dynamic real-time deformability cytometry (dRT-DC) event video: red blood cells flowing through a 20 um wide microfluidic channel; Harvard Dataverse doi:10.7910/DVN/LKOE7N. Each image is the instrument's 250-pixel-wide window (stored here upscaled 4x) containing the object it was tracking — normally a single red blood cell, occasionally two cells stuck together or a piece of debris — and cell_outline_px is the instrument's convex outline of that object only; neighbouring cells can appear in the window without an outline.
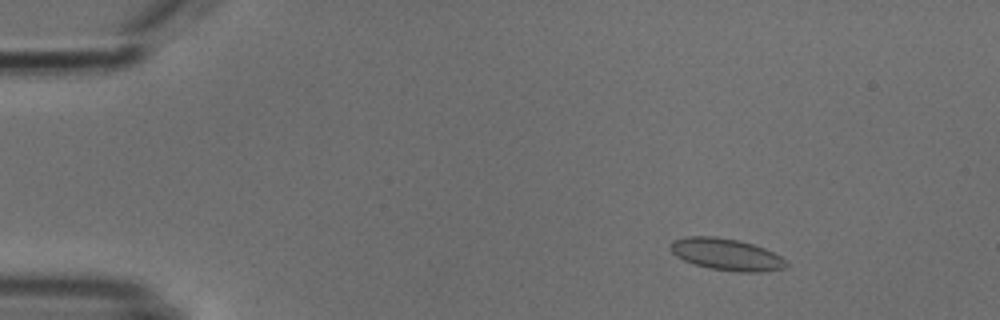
{"species": "common noctule bat (a hibernating species)", "species_latin": "Nyctalus noctula", "temperature_condition": "cold", "stored_images_in_passage": 7, "camera_frame_rate_fps": 3000, "um_per_image_px": 0.085, "animal": {"sex": "male", "body_mass_g": 18.8}, "frame": {"image": 1, "passage_image": 2, "time_ms": 2.0, "image_size_px": [1000, 320], "cell_outline_px": [[788, 264], [784, 268], [764, 272], [736, 272], [712, 268], [696, 264], [684, 260], [676, 256], [668, 248], [672, 240], [684, 236], [716, 236], [736, 240], [752, 244], [764, 248], [780, 256]], "centroid_in_image_um": [61.71, 21.61], "position_along_channel_um": 23.3, "area_um2": 21.39}}
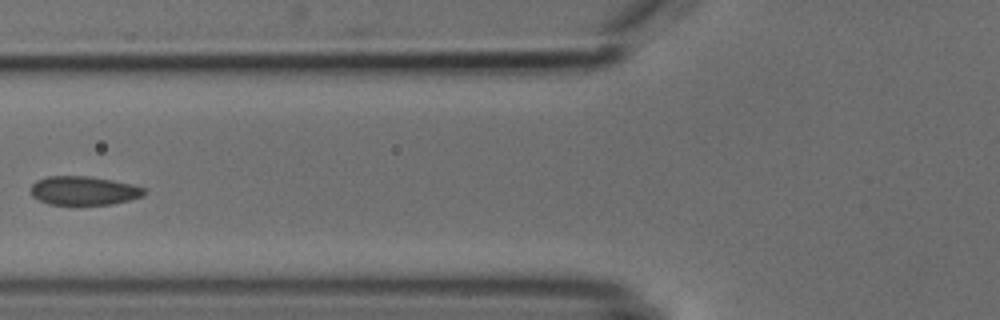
{"frame": {"image": 2, "passage_image": 6, "time_ms": 6.667, "image_size_px": [1000, 320], "cell_outline_px": [[148, 192], [144, 196], [112, 204], [48, 204], [32, 196], [28, 192], [28, 188], [36, 180], [48, 176], [88, 176], [112, 180], [132, 184], [144, 188]], "centroid_in_image_um": [7.09, 16.2], "position_along_channel_um": 118.7, "area_um2": 19.19}}
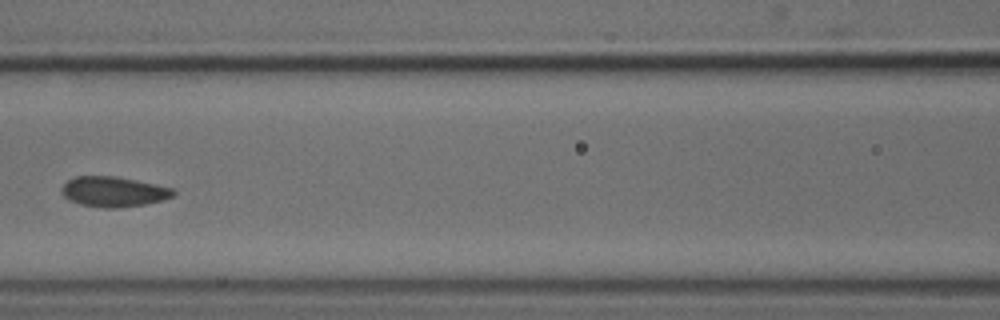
{"frame": {"image": 3, "passage_image": 7, "time_ms": 7.667, "image_size_px": [1000, 320], "cell_outline_px": [[176, 196], [144, 204], [116, 208], [104, 208], [80, 204], [68, 200], [60, 192], [60, 188], [68, 180], [76, 176], [116, 176], [136, 180], [172, 188], [176, 192]], "centroid_in_image_um": [9.62, 16.29], "position_along_channel_um": 157.0, "area_um2": 19.65}}